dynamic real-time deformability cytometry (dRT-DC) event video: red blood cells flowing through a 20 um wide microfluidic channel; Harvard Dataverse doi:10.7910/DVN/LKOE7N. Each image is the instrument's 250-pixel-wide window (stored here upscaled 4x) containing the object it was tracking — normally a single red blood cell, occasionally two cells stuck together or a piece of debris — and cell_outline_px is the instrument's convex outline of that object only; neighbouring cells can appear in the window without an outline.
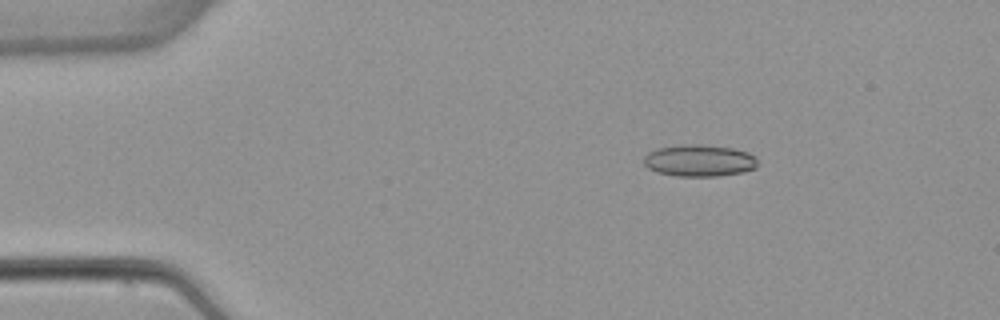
{"species": "common noctule bat (a hibernating species)", "species_latin": "Nyctalus noctula", "temperature_condition": "warm", "stored_images_in_passage": 7, "camera_frame_rate_fps": 3000, "um_per_image_px": 0.085, "animal": {"sex": "female", "body_mass_g": 22.7, "forearm_length_mm": 54.2}, "frame": {"image": 1, "passage_image": 3, "time_ms": 2.333, "image_size_px": [1000, 320], "cell_outline_px": [[756, 168], [744, 172], [716, 176], [676, 176], [656, 172], [648, 168], [644, 164], [644, 156], [648, 152], [656, 148], [684, 144], [700, 144], [732, 148], [748, 152], [756, 156]], "centroid_in_image_um": [59.42, 13.64], "position_along_channel_um": 25.6, "area_um2": 21.27}}
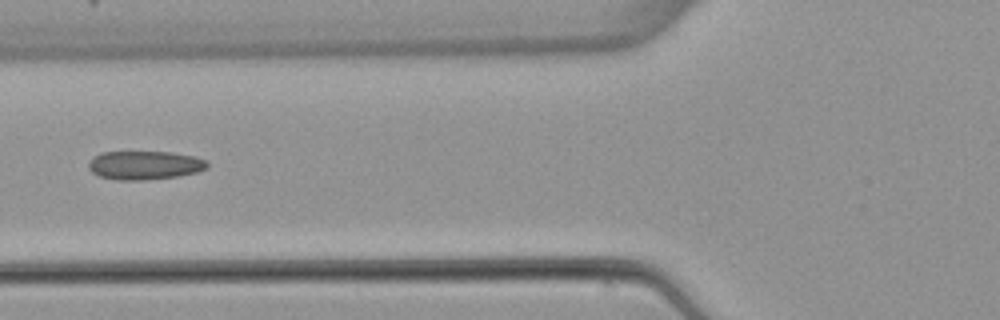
{"frame": {"image": 2, "passage_image": 6, "time_ms": 6.333, "image_size_px": [1000, 320], "cell_outline_px": [[208, 168], [196, 172], [176, 176], [140, 180], [116, 180], [100, 176], [92, 172], [88, 168], [88, 164], [92, 156], [100, 152], [172, 152], [196, 156], [204, 160], [208, 164]], "centroid_in_image_um": [12.26, 14.03], "position_along_channel_um": 113.5, "area_um2": 19.83}}
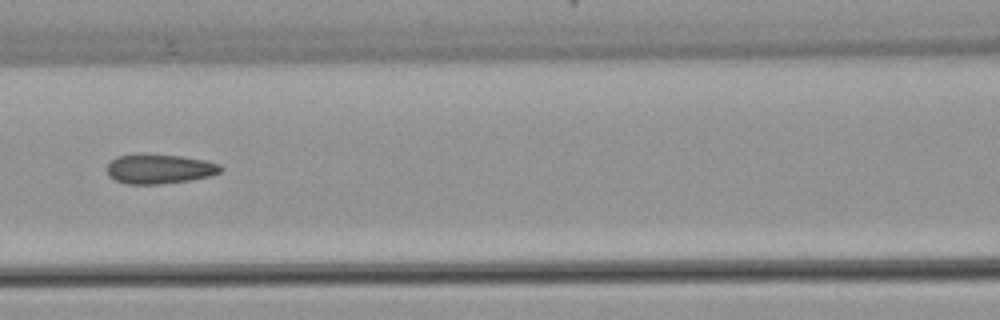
{"frame": {"image": 3, "passage_image": 7, "time_ms": 7.333, "image_size_px": [1000, 320], "cell_outline_px": [[224, 168], [220, 172], [212, 176], [192, 180], [156, 184], [128, 184], [116, 180], [108, 176], [108, 164], [116, 156], [136, 152], [140, 152], [180, 156], [208, 160], [220, 164]], "centroid_in_image_um": [13.57, 14.33], "position_along_channel_um": 153.0, "area_um2": 20.11}}